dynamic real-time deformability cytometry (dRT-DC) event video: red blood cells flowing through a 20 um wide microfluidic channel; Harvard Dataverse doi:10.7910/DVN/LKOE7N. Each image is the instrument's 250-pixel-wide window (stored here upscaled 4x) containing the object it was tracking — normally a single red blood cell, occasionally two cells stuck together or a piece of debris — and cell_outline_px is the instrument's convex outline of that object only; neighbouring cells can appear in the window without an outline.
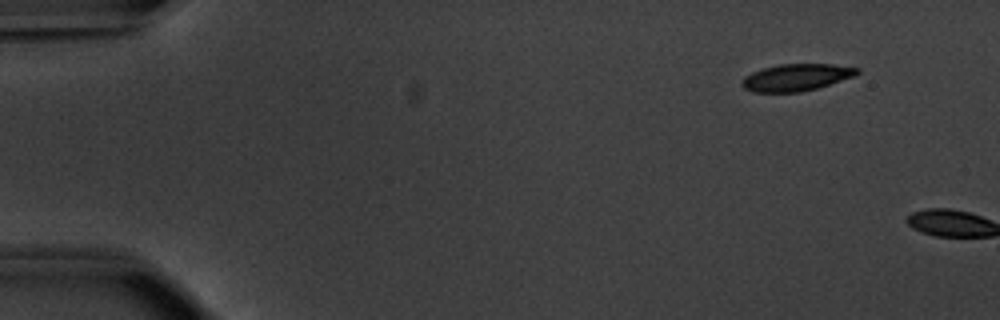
{"species": "common noctule bat (a hibernating species)", "species_latin": "Nyctalus noctula", "temperature_condition": "warm", "stored_images_in_passage": 3, "camera_frame_rate_fps": 3000, "um_per_image_px": 0.085, "animal": {"sex": "male", "body_mass_g": 20.1, "forearm_length_mm": 53.5}, "frame": {"image": 1, "passage_image": 1, "time_ms": 0.0, "image_size_px": [1000, 320], "cell_outline_px": [[860, 72], [856, 76], [816, 88], [800, 92], [752, 92], [744, 88], [740, 84], [744, 76], [752, 72], [764, 68], [780, 64], [832, 64], [860, 68]], "centroid_in_image_um": [67.69, 6.58], "position_along_channel_um": 17.3, "area_um2": 18.15}}